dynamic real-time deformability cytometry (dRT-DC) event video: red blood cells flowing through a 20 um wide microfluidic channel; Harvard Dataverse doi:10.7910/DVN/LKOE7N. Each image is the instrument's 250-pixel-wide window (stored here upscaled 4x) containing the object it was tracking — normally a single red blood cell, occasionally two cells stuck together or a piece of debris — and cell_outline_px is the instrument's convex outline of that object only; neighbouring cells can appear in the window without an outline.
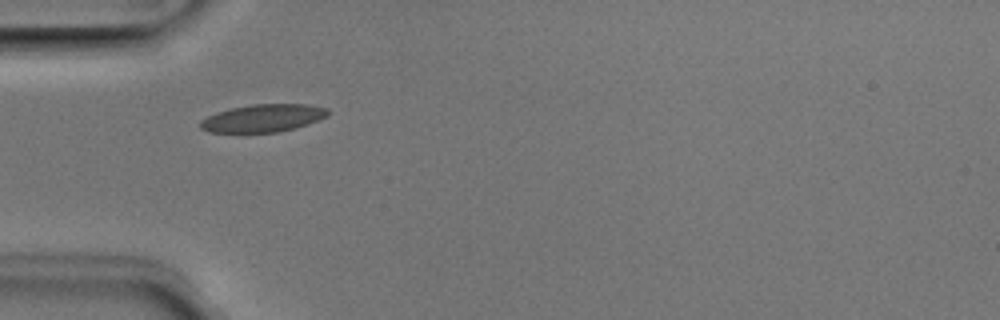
{"species": "Egyptian fruit bat (a non-hibernating species)", "species_latin": "Rousettus aegyptiacus", "temperature_condition": "room temperature", "stored_images_in_passage": 36, "camera_frame_rate_fps": 3000, "um_per_image_px": 0.085, "animal": {"sex": "male"}, "frame": {"image": 1, "passage_image": 1, "time_ms": 0.0, "image_size_px": [1000, 320], "cell_outline_px": [[328, 116], [308, 124], [296, 128], [276, 132], [208, 132], [200, 128], [200, 120], [216, 112], [232, 108], [252, 104], [308, 104], [328, 108]], "centroid_in_image_um": [22.37, 10.04], "position_along_channel_um": 62.6, "area_um2": 20.58}}
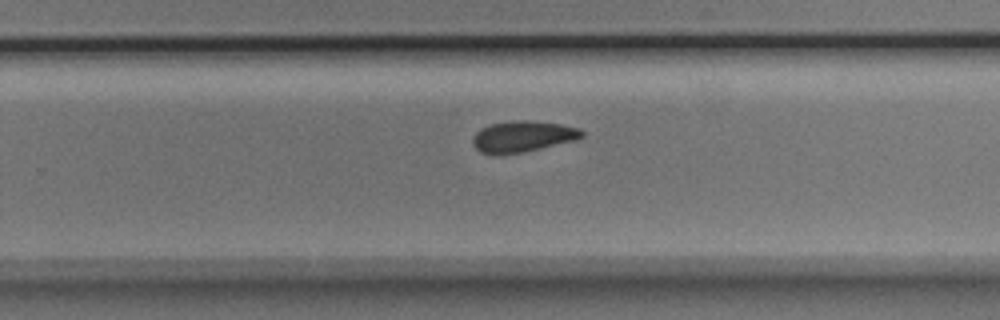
{"frame": {"image": 2, "passage_image": 18, "time_ms": 5.667, "image_size_px": [1000, 320], "cell_outline_px": [[584, 136], [576, 140], [540, 148], [520, 152], [496, 156], [480, 152], [472, 144], [472, 136], [480, 128], [488, 124], [512, 120], [532, 120], [560, 124], [580, 128], [584, 132]], "centroid_in_image_um": [44.39, 11.59], "position_along_channel_um": 285.4, "area_um2": 20.11}}
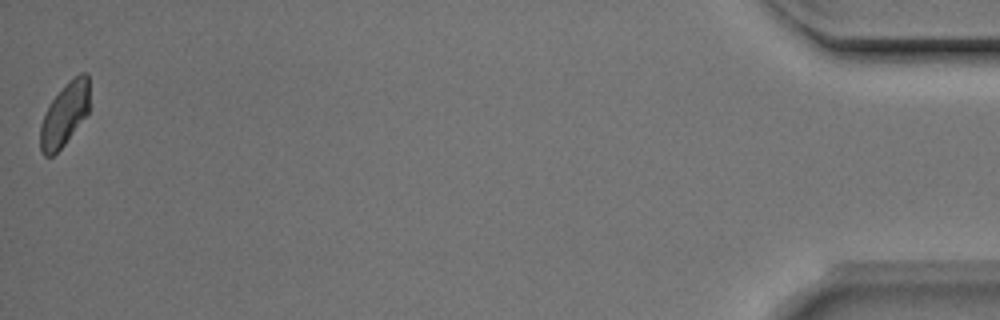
{"frame": {"image": 3, "passage_image": 36, "time_ms": 11.667, "image_size_px": [1000, 320], "cell_outline_px": [[88, 112], [64, 144], [52, 156], [44, 156], [40, 152], [40, 124], [52, 100], [68, 80], [80, 72], [88, 72]], "centroid_in_image_um": [5.47, 9.71], "position_along_channel_um": 429.7, "area_um2": 17.8}, "authors_computed_cell_mechanics": {"area_um2": 19.8254, "velocity_mm_per_s": 3.9726, "shape_relaxation_time_tau1_ms": 3.3363, "shape_relaxation_time_tau2_ms": 7.2422, "deformation_change_tau1": 0.0935, "deformation_change_tau2": 0.0893}}